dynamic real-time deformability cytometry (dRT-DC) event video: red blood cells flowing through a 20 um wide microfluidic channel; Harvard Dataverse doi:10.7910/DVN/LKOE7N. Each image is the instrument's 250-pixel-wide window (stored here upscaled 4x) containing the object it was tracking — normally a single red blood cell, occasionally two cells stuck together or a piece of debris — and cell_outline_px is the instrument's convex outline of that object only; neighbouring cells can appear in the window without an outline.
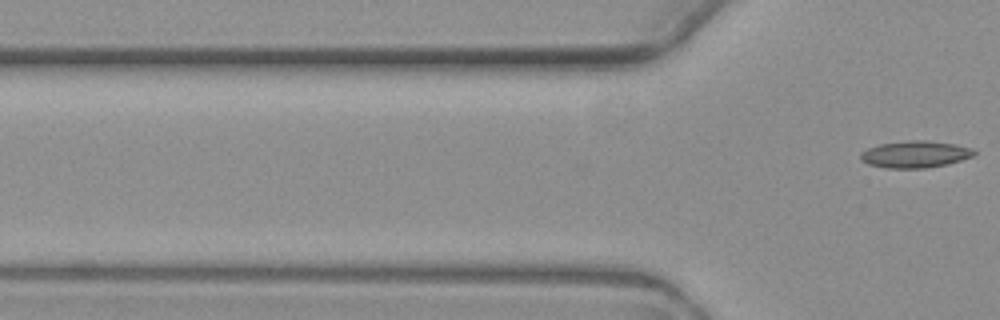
{"species": "common noctule bat (a hibernating species)", "species_latin": "Nyctalus noctula", "temperature_condition": "warm", "stored_images_in_passage": 2, "camera_frame_rate_fps": 3000, "um_per_image_px": 0.085, "animal": {"sex": "female", "body_mass_g": 19.3, "forearm_length_mm": 54.1}, "frame": {"image": 1, "passage_image": 2, "time_ms": 2.0, "image_size_px": [1000, 320], "cell_outline_px": [[976, 152], [972, 156], [948, 164], [924, 168], [888, 168], [868, 164], [860, 160], [860, 152], [868, 148], [880, 144], [912, 140], [928, 140], [956, 144], [972, 148]], "centroid_in_image_um": [77.78, 13.11], "position_along_channel_um": 48.0, "area_um2": 17.74}}